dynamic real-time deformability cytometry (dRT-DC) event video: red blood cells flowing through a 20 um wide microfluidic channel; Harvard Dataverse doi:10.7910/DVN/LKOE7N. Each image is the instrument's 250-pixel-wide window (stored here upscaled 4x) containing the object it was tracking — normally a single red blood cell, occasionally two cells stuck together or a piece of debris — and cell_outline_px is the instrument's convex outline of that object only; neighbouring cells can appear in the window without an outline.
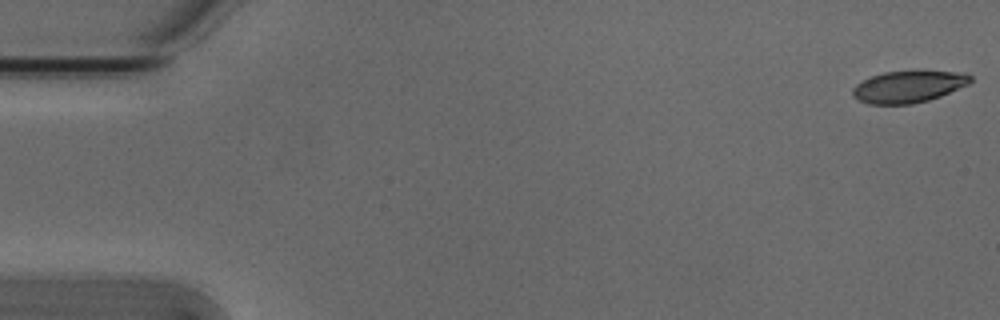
{"species": "Egyptian fruit bat (a non-hibernating species)", "species_latin": "Rousettus aegyptiacus", "temperature_condition": "cold", "stored_images_in_passage": 54, "camera_frame_rate_fps": 3000, "um_per_image_px": 0.085, "animal": {"sex": "male"}, "frame": {"image": 1, "passage_image": 1, "time_ms": 0.0, "image_size_px": [1000, 320], "cell_outline_px": [[972, 80], [968, 84], [940, 96], [928, 100], [912, 104], [868, 104], [856, 100], [852, 96], [852, 88], [856, 84], [872, 76], [884, 72], [920, 68], [964, 72], [972, 76]], "centroid_in_image_um": [77.24, 7.32], "position_along_channel_um": 7.8, "area_um2": 22.72}}
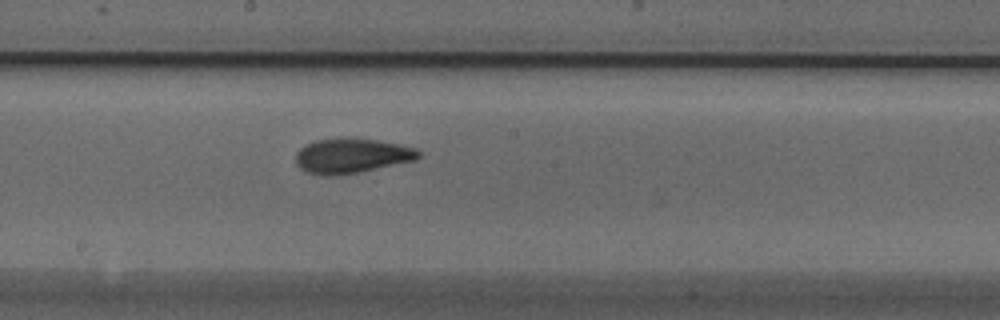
{"frame": {"image": 2, "passage_image": 29, "time_ms": 9.333, "image_size_px": [1000, 320], "cell_outline_px": [[420, 156], [416, 160], [336, 176], [324, 176], [308, 172], [300, 168], [296, 164], [296, 152], [304, 144], [316, 140], [340, 136], [352, 136], [376, 140], [416, 148], [420, 152]], "centroid_in_image_um": [29.84, 13.21], "position_along_channel_um": 218.4, "area_um2": 25.2}}
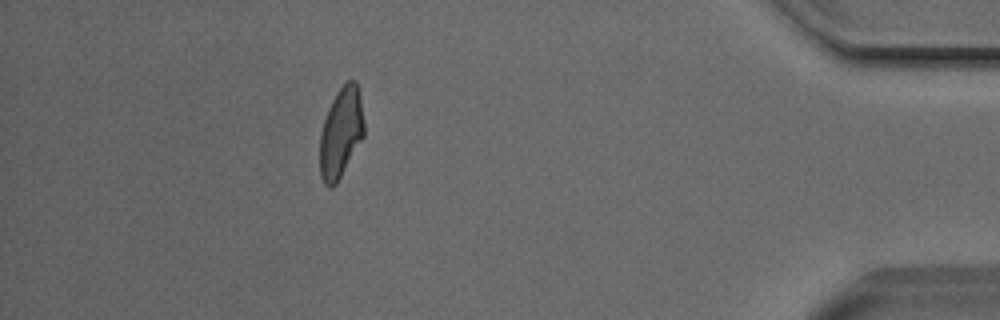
{"frame": {"image": 3, "passage_image": 48, "time_ms": 15.667, "image_size_px": [1000, 320], "cell_outline_px": [[364, 136], [336, 184], [332, 188], [328, 188], [324, 184], [320, 176], [320, 136], [324, 120], [328, 108], [336, 92], [348, 80], [356, 80], [360, 96], [364, 124]], "centroid_in_image_um": [28.97, 11.29], "position_along_channel_um": 406.2, "area_um2": 23.18}, "authors_computed_cell_mechanics": {"area_um2": 23.6691, "velocity_mm_per_s": 3.8076, "shape_relaxation_time_tau1_ms": 3.0161, "shape_relaxation_time_tau2_ms": 1.9161, "deformation_change_tau1": 0.1342, "deformation_change_tau2": 0.0888}}